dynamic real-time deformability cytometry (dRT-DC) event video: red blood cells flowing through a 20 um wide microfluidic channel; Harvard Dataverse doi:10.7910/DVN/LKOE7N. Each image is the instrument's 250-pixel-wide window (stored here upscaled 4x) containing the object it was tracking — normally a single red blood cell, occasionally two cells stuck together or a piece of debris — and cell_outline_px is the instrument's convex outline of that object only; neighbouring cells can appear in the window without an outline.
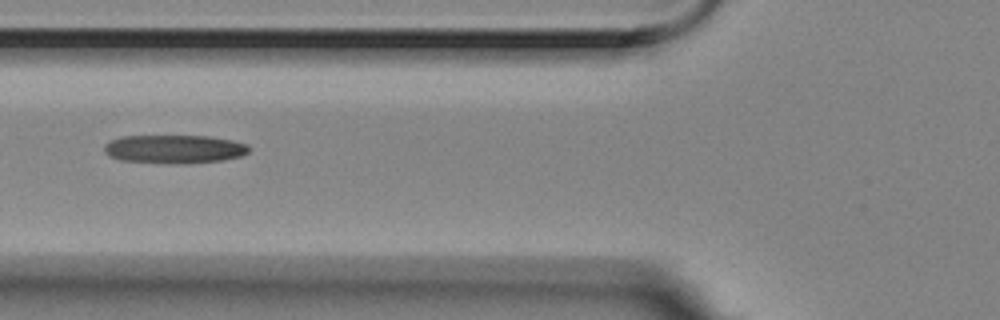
{"species": "Egyptian fruit bat (a non-hibernating species)", "species_latin": "Rousettus aegyptiacus", "temperature_condition": "room temperature", "stored_images_in_passage": 7, "camera_frame_rate_fps": 3000, "um_per_image_px": 0.085, "animal": {"sex": "female"}, "frame": {"image": 1, "passage_image": 6, "time_ms": 1.667, "image_size_px": [1000, 320], "cell_outline_px": [[248, 152], [240, 156], [224, 160], [184, 164], [176, 164], [120, 160], [108, 156], [104, 152], [104, 144], [108, 140], [120, 136], [212, 136], [232, 140], [248, 144]], "centroid_in_image_um": [14.78, 12.67], "position_along_channel_um": 111.0, "area_um2": 24.33}}
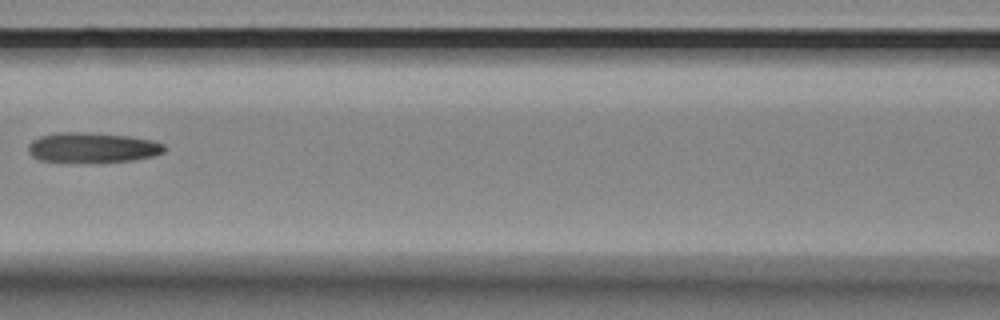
{"frame": {"image": 2, "passage_image": 7, "time_ms": 2.0, "image_size_px": [1000, 320], "cell_outline_px": [[168, 148], [164, 152], [152, 156], [132, 160], [88, 164], [40, 160], [32, 156], [28, 152], [28, 144], [32, 140], [40, 136], [56, 132], [92, 132], [128, 136], [152, 140], [164, 144]], "centroid_in_image_um": [7.84, 12.56], "position_along_channel_um": 158.8, "area_um2": 24.57}}